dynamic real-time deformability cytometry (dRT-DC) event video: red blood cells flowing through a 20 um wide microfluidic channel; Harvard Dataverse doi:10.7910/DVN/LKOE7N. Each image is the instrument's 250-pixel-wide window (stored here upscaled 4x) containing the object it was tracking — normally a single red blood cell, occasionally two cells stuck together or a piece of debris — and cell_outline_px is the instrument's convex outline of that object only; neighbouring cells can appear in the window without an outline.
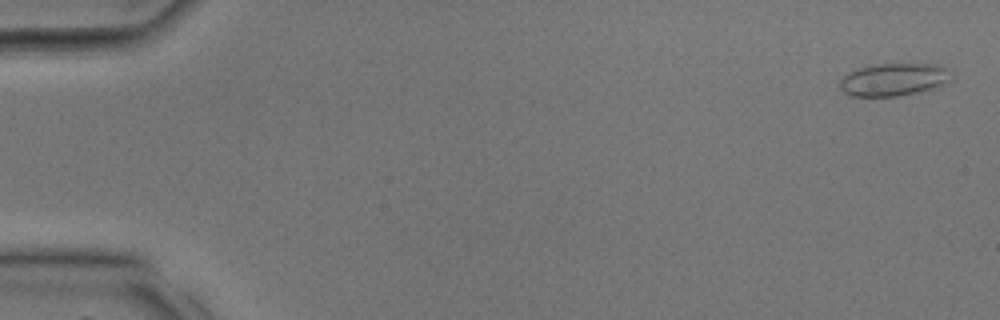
{"species": "common noctule bat (a hibernating species)", "species_latin": "Nyctalus noctula", "temperature_condition": "room temperature", "stored_images_in_passage": 35, "camera_frame_rate_fps": 3000, "um_per_image_px": 0.085, "animal": {"sex": "male", "body_mass_g": 17.9, "forearm_length_mm": 54.2}, "frame": {"image": 1, "passage_image": 1, "time_ms": 0.0, "image_size_px": [1000, 320], "cell_outline_px": [[952, 80], [936, 88], [896, 96], [852, 96], [844, 92], [840, 88], [840, 80], [848, 72], [860, 68], [876, 64], [940, 64], [952, 68]], "centroid_in_image_um": [76.05, 6.75], "position_along_channel_um": 8.9, "area_um2": 21.44}}
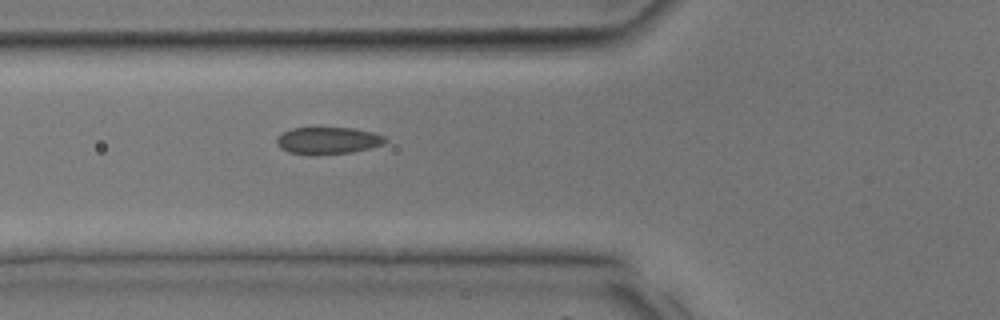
{"frame": {"image": 2, "passage_image": 13, "time_ms": 4.0, "image_size_px": [1000, 320], "cell_outline_px": [[388, 140], [384, 144], [352, 152], [308, 156], [288, 152], [280, 148], [276, 144], [276, 136], [292, 128], [352, 128], [372, 132], [384, 136]], "centroid_in_image_um": [27.83, 11.96], "position_along_channel_um": 98.0, "area_um2": 17.28}}
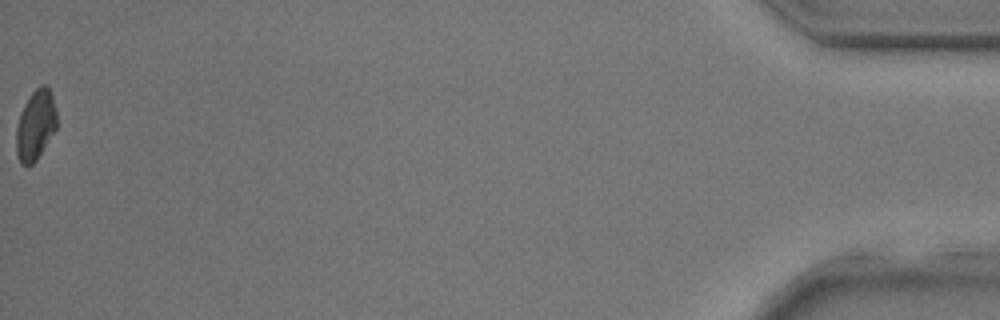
{"frame": {"image": 3, "passage_image": 35, "time_ms": 11.333, "image_size_px": [1000, 320], "cell_outline_px": [[56, 128], [36, 160], [28, 168], [20, 164], [16, 152], [16, 128], [20, 112], [24, 104], [32, 92], [40, 84], [44, 84], [48, 88], [52, 96], [56, 108]], "centroid_in_image_um": [3.0, 10.65], "position_along_channel_um": 432.2, "area_um2": 16.59}}